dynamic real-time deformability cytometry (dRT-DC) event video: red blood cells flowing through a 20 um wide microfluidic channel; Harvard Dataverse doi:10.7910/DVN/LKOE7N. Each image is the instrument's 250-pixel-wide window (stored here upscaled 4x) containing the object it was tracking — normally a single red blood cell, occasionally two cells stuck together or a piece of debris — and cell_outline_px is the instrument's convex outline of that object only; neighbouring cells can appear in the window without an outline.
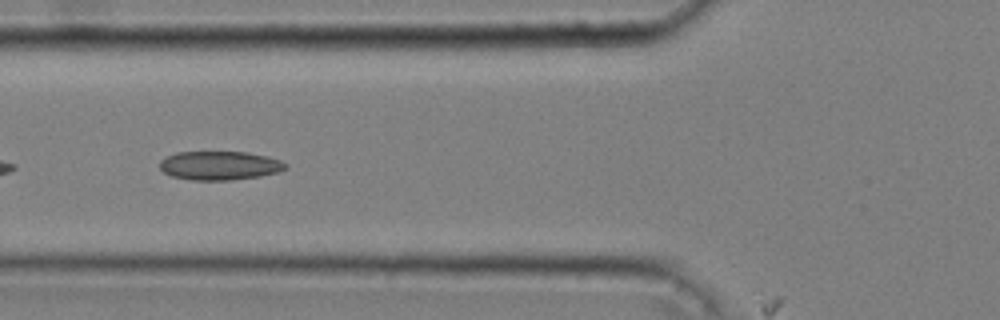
{"species": "common noctule bat (a hibernating species)", "species_latin": "Nyctalus noctula", "temperature_condition": "cold", "stored_images_in_passage": 15, "camera_frame_rate_fps": 3000, "um_per_image_px": 0.085, "animal": {"sex": "male", "body_mass_g": 20.4}, "frame": {"image": 1, "passage_image": 5, "time_ms": 1.333, "image_size_px": [1000, 320], "cell_outline_px": [[288, 168], [276, 172], [260, 176], [232, 180], [192, 180], [172, 176], [164, 172], [160, 168], [160, 160], [176, 152], [248, 152], [268, 156], [280, 160], [288, 164]], "centroid_in_image_um": [18.69, 14.07], "position_along_channel_um": 107.1, "area_um2": 21.15}}